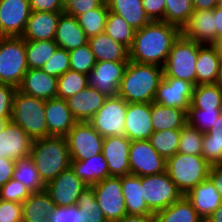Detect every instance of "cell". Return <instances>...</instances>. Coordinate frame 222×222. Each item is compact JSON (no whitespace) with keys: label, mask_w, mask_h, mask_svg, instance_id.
Returning <instances> with one entry per match:
<instances>
[{"label":"cell","mask_w":222,"mask_h":222,"mask_svg":"<svg viewBox=\"0 0 222 222\" xmlns=\"http://www.w3.org/2000/svg\"><path fill=\"white\" fill-rule=\"evenodd\" d=\"M22 206L23 220L26 222H50L48 216L56 208L46 190L31 193Z\"/></svg>","instance_id":"d6a6232c"},{"label":"cell","mask_w":222,"mask_h":222,"mask_svg":"<svg viewBox=\"0 0 222 222\" xmlns=\"http://www.w3.org/2000/svg\"><path fill=\"white\" fill-rule=\"evenodd\" d=\"M216 38L222 36V11L217 7L214 8Z\"/></svg>","instance_id":"6125c7cd"},{"label":"cell","mask_w":222,"mask_h":222,"mask_svg":"<svg viewBox=\"0 0 222 222\" xmlns=\"http://www.w3.org/2000/svg\"><path fill=\"white\" fill-rule=\"evenodd\" d=\"M202 45L180 35L163 66V77L182 79L196 86L197 55Z\"/></svg>","instance_id":"8992f818"},{"label":"cell","mask_w":222,"mask_h":222,"mask_svg":"<svg viewBox=\"0 0 222 222\" xmlns=\"http://www.w3.org/2000/svg\"><path fill=\"white\" fill-rule=\"evenodd\" d=\"M23 220L21 203L0 200V222H19Z\"/></svg>","instance_id":"f5cc1de1"},{"label":"cell","mask_w":222,"mask_h":222,"mask_svg":"<svg viewBox=\"0 0 222 222\" xmlns=\"http://www.w3.org/2000/svg\"><path fill=\"white\" fill-rule=\"evenodd\" d=\"M194 87L193 83L182 79L163 77L157 88L154 102L188 112Z\"/></svg>","instance_id":"2e32d148"},{"label":"cell","mask_w":222,"mask_h":222,"mask_svg":"<svg viewBox=\"0 0 222 222\" xmlns=\"http://www.w3.org/2000/svg\"><path fill=\"white\" fill-rule=\"evenodd\" d=\"M11 121V118H0V132L7 126Z\"/></svg>","instance_id":"003e7915"},{"label":"cell","mask_w":222,"mask_h":222,"mask_svg":"<svg viewBox=\"0 0 222 222\" xmlns=\"http://www.w3.org/2000/svg\"><path fill=\"white\" fill-rule=\"evenodd\" d=\"M70 167L88 186L97 184L110 176L107 161L102 153L86 160H71Z\"/></svg>","instance_id":"83f0119b"},{"label":"cell","mask_w":222,"mask_h":222,"mask_svg":"<svg viewBox=\"0 0 222 222\" xmlns=\"http://www.w3.org/2000/svg\"><path fill=\"white\" fill-rule=\"evenodd\" d=\"M25 43L28 69H41L58 48L54 40L25 41Z\"/></svg>","instance_id":"f35d334b"},{"label":"cell","mask_w":222,"mask_h":222,"mask_svg":"<svg viewBox=\"0 0 222 222\" xmlns=\"http://www.w3.org/2000/svg\"><path fill=\"white\" fill-rule=\"evenodd\" d=\"M193 13L192 0H166L164 21L182 29Z\"/></svg>","instance_id":"7bdbcfd3"},{"label":"cell","mask_w":222,"mask_h":222,"mask_svg":"<svg viewBox=\"0 0 222 222\" xmlns=\"http://www.w3.org/2000/svg\"><path fill=\"white\" fill-rule=\"evenodd\" d=\"M27 70L25 40L0 37V83L18 87Z\"/></svg>","instance_id":"52a82bcc"},{"label":"cell","mask_w":222,"mask_h":222,"mask_svg":"<svg viewBox=\"0 0 222 222\" xmlns=\"http://www.w3.org/2000/svg\"><path fill=\"white\" fill-rule=\"evenodd\" d=\"M181 29L165 21H151L135 31L129 60L163 67Z\"/></svg>","instance_id":"6da1fadb"},{"label":"cell","mask_w":222,"mask_h":222,"mask_svg":"<svg viewBox=\"0 0 222 222\" xmlns=\"http://www.w3.org/2000/svg\"><path fill=\"white\" fill-rule=\"evenodd\" d=\"M179 141L180 129L156 131L149 138L150 144L165 160L177 153Z\"/></svg>","instance_id":"b9f144b4"},{"label":"cell","mask_w":222,"mask_h":222,"mask_svg":"<svg viewBox=\"0 0 222 222\" xmlns=\"http://www.w3.org/2000/svg\"><path fill=\"white\" fill-rule=\"evenodd\" d=\"M17 87L0 83V118H11Z\"/></svg>","instance_id":"816d5d0a"},{"label":"cell","mask_w":222,"mask_h":222,"mask_svg":"<svg viewBox=\"0 0 222 222\" xmlns=\"http://www.w3.org/2000/svg\"><path fill=\"white\" fill-rule=\"evenodd\" d=\"M210 167L202 155L177 152L166 160V172L183 195L208 178Z\"/></svg>","instance_id":"277c9868"},{"label":"cell","mask_w":222,"mask_h":222,"mask_svg":"<svg viewBox=\"0 0 222 222\" xmlns=\"http://www.w3.org/2000/svg\"><path fill=\"white\" fill-rule=\"evenodd\" d=\"M135 31L120 15L109 11L104 32L113 40L131 48Z\"/></svg>","instance_id":"60d3db41"},{"label":"cell","mask_w":222,"mask_h":222,"mask_svg":"<svg viewBox=\"0 0 222 222\" xmlns=\"http://www.w3.org/2000/svg\"><path fill=\"white\" fill-rule=\"evenodd\" d=\"M50 222H76V205L56 208L49 214Z\"/></svg>","instance_id":"9f6ffc18"},{"label":"cell","mask_w":222,"mask_h":222,"mask_svg":"<svg viewBox=\"0 0 222 222\" xmlns=\"http://www.w3.org/2000/svg\"><path fill=\"white\" fill-rule=\"evenodd\" d=\"M208 178L212 181L222 198V164L211 165Z\"/></svg>","instance_id":"680465c9"},{"label":"cell","mask_w":222,"mask_h":222,"mask_svg":"<svg viewBox=\"0 0 222 222\" xmlns=\"http://www.w3.org/2000/svg\"><path fill=\"white\" fill-rule=\"evenodd\" d=\"M130 145L131 140L126 135L104 137L102 154L107 161L110 176L130 174Z\"/></svg>","instance_id":"e0dca14e"},{"label":"cell","mask_w":222,"mask_h":222,"mask_svg":"<svg viewBox=\"0 0 222 222\" xmlns=\"http://www.w3.org/2000/svg\"><path fill=\"white\" fill-rule=\"evenodd\" d=\"M204 133L186 124L180 129L178 151L181 154L202 155Z\"/></svg>","instance_id":"f6af8a7d"},{"label":"cell","mask_w":222,"mask_h":222,"mask_svg":"<svg viewBox=\"0 0 222 222\" xmlns=\"http://www.w3.org/2000/svg\"><path fill=\"white\" fill-rule=\"evenodd\" d=\"M109 11L120 15L134 30H139L151 20L142 6V0H105Z\"/></svg>","instance_id":"4dcf8cb0"},{"label":"cell","mask_w":222,"mask_h":222,"mask_svg":"<svg viewBox=\"0 0 222 222\" xmlns=\"http://www.w3.org/2000/svg\"><path fill=\"white\" fill-rule=\"evenodd\" d=\"M91 46L96 62L100 61H129V49L113 40L105 32L90 37Z\"/></svg>","instance_id":"4316f807"},{"label":"cell","mask_w":222,"mask_h":222,"mask_svg":"<svg viewBox=\"0 0 222 222\" xmlns=\"http://www.w3.org/2000/svg\"><path fill=\"white\" fill-rule=\"evenodd\" d=\"M185 196L203 221L222 204L221 195L209 178L197 184Z\"/></svg>","instance_id":"d4e9b609"},{"label":"cell","mask_w":222,"mask_h":222,"mask_svg":"<svg viewBox=\"0 0 222 222\" xmlns=\"http://www.w3.org/2000/svg\"><path fill=\"white\" fill-rule=\"evenodd\" d=\"M58 78L42 69H28L17 90L21 93L47 100L57 97Z\"/></svg>","instance_id":"7402d4cb"},{"label":"cell","mask_w":222,"mask_h":222,"mask_svg":"<svg viewBox=\"0 0 222 222\" xmlns=\"http://www.w3.org/2000/svg\"><path fill=\"white\" fill-rule=\"evenodd\" d=\"M30 157L45 184L70 167L66 137L48 136L32 141Z\"/></svg>","instance_id":"3957f363"},{"label":"cell","mask_w":222,"mask_h":222,"mask_svg":"<svg viewBox=\"0 0 222 222\" xmlns=\"http://www.w3.org/2000/svg\"><path fill=\"white\" fill-rule=\"evenodd\" d=\"M44 72L55 77H60L70 70L69 51L58 47L53 56L41 68Z\"/></svg>","instance_id":"c3c4849f"},{"label":"cell","mask_w":222,"mask_h":222,"mask_svg":"<svg viewBox=\"0 0 222 222\" xmlns=\"http://www.w3.org/2000/svg\"><path fill=\"white\" fill-rule=\"evenodd\" d=\"M31 12L28 0H0V37H21Z\"/></svg>","instance_id":"9a60e30c"},{"label":"cell","mask_w":222,"mask_h":222,"mask_svg":"<svg viewBox=\"0 0 222 222\" xmlns=\"http://www.w3.org/2000/svg\"><path fill=\"white\" fill-rule=\"evenodd\" d=\"M127 103L118 95L107 97L89 123L103 136L125 135Z\"/></svg>","instance_id":"8fae6325"},{"label":"cell","mask_w":222,"mask_h":222,"mask_svg":"<svg viewBox=\"0 0 222 222\" xmlns=\"http://www.w3.org/2000/svg\"><path fill=\"white\" fill-rule=\"evenodd\" d=\"M191 105L201 110H222V89L217 84L196 85Z\"/></svg>","instance_id":"74e56055"},{"label":"cell","mask_w":222,"mask_h":222,"mask_svg":"<svg viewBox=\"0 0 222 222\" xmlns=\"http://www.w3.org/2000/svg\"><path fill=\"white\" fill-rule=\"evenodd\" d=\"M218 0H192L193 10H212L217 7Z\"/></svg>","instance_id":"91938a15"},{"label":"cell","mask_w":222,"mask_h":222,"mask_svg":"<svg viewBox=\"0 0 222 222\" xmlns=\"http://www.w3.org/2000/svg\"><path fill=\"white\" fill-rule=\"evenodd\" d=\"M221 55L213 45H202L196 62V85L216 84Z\"/></svg>","instance_id":"f546056e"},{"label":"cell","mask_w":222,"mask_h":222,"mask_svg":"<svg viewBox=\"0 0 222 222\" xmlns=\"http://www.w3.org/2000/svg\"><path fill=\"white\" fill-rule=\"evenodd\" d=\"M45 118L49 136L65 137L77 123L67 101L58 97L46 100Z\"/></svg>","instance_id":"44dd1931"},{"label":"cell","mask_w":222,"mask_h":222,"mask_svg":"<svg viewBox=\"0 0 222 222\" xmlns=\"http://www.w3.org/2000/svg\"><path fill=\"white\" fill-rule=\"evenodd\" d=\"M65 137L71 160H86L102 153L104 137L89 122H77Z\"/></svg>","instance_id":"30bf717a"},{"label":"cell","mask_w":222,"mask_h":222,"mask_svg":"<svg viewBox=\"0 0 222 222\" xmlns=\"http://www.w3.org/2000/svg\"><path fill=\"white\" fill-rule=\"evenodd\" d=\"M54 41L60 48L74 50L88 43L89 38L75 16L61 13Z\"/></svg>","instance_id":"484cf974"},{"label":"cell","mask_w":222,"mask_h":222,"mask_svg":"<svg viewBox=\"0 0 222 222\" xmlns=\"http://www.w3.org/2000/svg\"><path fill=\"white\" fill-rule=\"evenodd\" d=\"M13 178L25 185L31 193L46 190V184L30 156L16 160Z\"/></svg>","instance_id":"8d00e7d4"},{"label":"cell","mask_w":222,"mask_h":222,"mask_svg":"<svg viewBox=\"0 0 222 222\" xmlns=\"http://www.w3.org/2000/svg\"><path fill=\"white\" fill-rule=\"evenodd\" d=\"M155 222H204L183 195L169 207L154 213Z\"/></svg>","instance_id":"836d02e7"},{"label":"cell","mask_w":222,"mask_h":222,"mask_svg":"<svg viewBox=\"0 0 222 222\" xmlns=\"http://www.w3.org/2000/svg\"><path fill=\"white\" fill-rule=\"evenodd\" d=\"M212 45L215 47L217 52L222 56V36L217 37Z\"/></svg>","instance_id":"e7e4bbea"},{"label":"cell","mask_w":222,"mask_h":222,"mask_svg":"<svg viewBox=\"0 0 222 222\" xmlns=\"http://www.w3.org/2000/svg\"><path fill=\"white\" fill-rule=\"evenodd\" d=\"M106 96L94 87H86L66 101L69 109L77 122H89L102 107Z\"/></svg>","instance_id":"cb8c5ba5"},{"label":"cell","mask_w":222,"mask_h":222,"mask_svg":"<svg viewBox=\"0 0 222 222\" xmlns=\"http://www.w3.org/2000/svg\"><path fill=\"white\" fill-rule=\"evenodd\" d=\"M162 79L163 67L129 60L118 95L126 103H152Z\"/></svg>","instance_id":"7a4b0ae2"},{"label":"cell","mask_w":222,"mask_h":222,"mask_svg":"<svg viewBox=\"0 0 222 222\" xmlns=\"http://www.w3.org/2000/svg\"><path fill=\"white\" fill-rule=\"evenodd\" d=\"M217 8L222 11V0L217 1Z\"/></svg>","instance_id":"a7ac6f4b"},{"label":"cell","mask_w":222,"mask_h":222,"mask_svg":"<svg viewBox=\"0 0 222 222\" xmlns=\"http://www.w3.org/2000/svg\"><path fill=\"white\" fill-rule=\"evenodd\" d=\"M86 87H88L87 75L68 70L65 74L58 77L57 97L67 100Z\"/></svg>","instance_id":"ee69618b"},{"label":"cell","mask_w":222,"mask_h":222,"mask_svg":"<svg viewBox=\"0 0 222 222\" xmlns=\"http://www.w3.org/2000/svg\"><path fill=\"white\" fill-rule=\"evenodd\" d=\"M142 197L148 208L156 213L179 200L183 194L170 180L167 172L141 177Z\"/></svg>","instance_id":"ba28073f"},{"label":"cell","mask_w":222,"mask_h":222,"mask_svg":"<svg viewBox=\"0 0 222 222\" xmlns=\"http://www.w3.org/2000/svg\"><path fill=\"white\" fill-rule=\"evenodd\" d=\"M92 187L95 198L108 222H118L127 215L121 176H109Z\"/></svg>","instance_id":"9c48e42d"},{"label":"cell","mask_w":222,"mask_h":222,"mask_svg":"<svg viewBox=\"0 0 222 222\" xmlns=\"http://www.w3.org/2000/svg\"><path fill=\"white\" fill-rule=\"evenodd\" d=\"M16 160L0 157V188L13 178Z\"/></svg>","instance_id":"6f0895ef"},{"label":"cell","mask_w":222,"mask_h":222,"mask_svg":"<svg viewBox=\"0 0 222 222\" xmlns=\"http://www.w3.org/2000/svg\"><path fill=\"white\" fill-rule=\"evenodd\" d=\"M129 61L96 62L87 75L88 86L94 87L106 97L118 96L120 82Z\"/></svg>","instance_id":"4fadbf2b"},{"label":"cell","mask_w":222,"mask_h":222,"mask_svg":"<svg viewBox=\"0 0 222 222\" xmlns=\"http://www.w3.org/2000/svg\"><path fill=\"white\" fill-rule=\"evenodd\" d=\"M46 100L16 91L13 99L11 121L21 127L32 139L48 137L45 118Z\"/></svg>","instance_id":"5b68a950"},{"label":"cell","mask_w":222,"mask_h":222,"mask_svg":"<svg viewBox=\"0 0 222 222\" xmlns=\"http://www.w3.org/2000/svg\"><path fill=\"white\" fill-rule=\"evenodd\" d=\"M109 8L106 1L99 7L77 17L79 25L88 38L104 32Z\"/></svg>","instance_id":"ab89813d"},{"label":"cell","mask_w":222,"mask_h":222,"mask_svg":"<svg viewBox=\"0 0 222 222\" xmlns=\"http://www.w3.org/2000/svg\"><path fill=\"white\" fill-rule=\"evenodd\" d=\"M61 13L32 11L21 37L25 41L54 40Z\"/></svg>","instance_id":"603a6c76"},{"label":"cell","mask_w":222,"mask_h":222,"mask_svg":"<svg viewBox=\"0 0 222 222\" xmlns=\"http://www.w3.org/2000/svg\"><path fill=\"white\" fill-rule=\"evenodd\" d=\"M105 0H64V13L76 18L89 10L99 8Z\"/></svg>","instance_id":"f907efd6"},{"label":"cell","mask_w":222,"mask_h":222,"mask_svg":"<svg viewBox=\"0 0 222 222\" xmlns=\"http://www.w3.org/2000/svg\"><path fill=\"white\" fill-rule=\"evenodd\" d=\"M76 222H108L95 198L92 186L86 187L78 198Z\"/></svg>","instance_id":"d590c367"},{"label":"cell","mask_w":222,"mask_h":222,"mask_svg":"<svg viewBox=\"0 0 222 222\" xmlns=\"http://www.w3.org/2000/svg\"><path fill=\"white\" fill-rule=\"evenodd\" d=\"M129 165L130 174L140 177L166 171V160L150 144L149 140L131 141Z\"/></svg>","instance_id":"7c38bea8"},{"label":"cell","mask_w":222,"mask_h":222,"mask_svg":"<svg viewBox=\"0 0 222 222\" xmlns=\"http://www.w3.org/2000/svg\"><path fill=\"white\" fill-rule=\"evenodd\" d=\"M222 110H201L190 105L187 112V124L196 128L201 133H206L213 127Z\"/></svg>","instance_id":"7dc6e473"},{"label":"cell","mask_w":222,"mask_h":222,"mask_svg":"<svg viewBox=\"0 0 222 222\" xmlns=\"http://www.w3.org/2000/svg\"><path fill=\"white\" fill-rule=\"evenodd\" d=\"M166 0H142V6L151 21H164Z\"/></svg>","instance_id":"db71d44e"},{"label":"cell","mask_w":222,"mask_h":222,"mask_svg":"<svg viewBox=\"0 0 222 222\" xmlns=\"http://www.w3.org/2000/svg\"><path fill=\"white\" fill-rule=\"evenodd\" d=\"M125 135L131 140H149L154 133L151 124V103H127Z\"/></svg>","instance_id":"d6986e66"},{"label":"cell","mask_w":222,"mask_h":222,"mask_svg":"<svg viewBox=\"0 0 222 222\" xmlns=\"http://www.w3.org/2000/svg\"><path fill=\"white\" fill-rule=\"evenodd\" d=\"M121 184L127 215H154L142 197L140 176L132 174L121 176Z\"/></svg>","instance_id":"f1b7e54d"},{"label":"cell","mask_w":222,"mask_h":222,"mask_svg":"<svg viewBox=\"0 0 222 222\" xmlns=\"http://www.w3.org/2000/svg\"><path fill=\"white\" fill-rule=\"evenodd\" d=\"M32 141L21 127L10 121L0 132V157L19 160L30 156Z\"/></svg>","instance_id":"ffe728a7"},{"label":"cell","mask_w":222,"mask_h":222,"mask_svg":"<svg viewBox=\"0 0 222 222\" xmlns=\"http://www.w3.org/2000/svg\"><path fill=\"white\" fill-rule=\"evenodd\" d=\"M204 222H222V204Z\"/></svg>","instance_id":"be15d7a7"},{"label":"cell","mask_w":222,"mask_h":222,"mask_svg":"<svg viewBox=\"0 0 222 222\" xmlns=\"http://www.w3.org/2000/svg\"><path fill=\"white\" fill-rule=\"evenodd\" d=\"M181 35L199 44L212 45L216 40L215 16L212 10H193Z\"/></svg>","instance_id":"ac0fdd59"},{"label":"cell","mask_w":222,"mask_h":222,"mask_svg":"<svg viewBox=\"0 0 222 222\" xmlns=\"http://www.w3.org/2000/svg\"><path fill=\"white\" fill-rule=\"evenodd\" d=\"M70 70L88 75L96 64L89 43L69 51Z\"/></svg>","instance_id":"bcb514c9"},{"label":"cell","mask_w":222,"mask_h":222,"mask_svg":"<svg viewBox=\"0 0 222 222\" xmlns=\"http://www.w3.org/2000/svg\"><path fill=\"white\" fill-rule=\"evenodd\" d=\"M86 187L88 185L69 167L46 184V191L56 206L67 207L77 205L78 198Z\"/></svg>","instance_id":"5bb4252c"},{"label":"cell","mask_w":222,"mask_h":222,"mask_svg":"<svg viewBox=\"0 0 222 222\" xmlns=\"http://www.w3.org/2000/svg\"><path fill=\"white\" fill-rule=\"evenodd\" d=\"M202 156L210 165L222 164V112L203 136Z\"/></svg>","instance_id":"e575fe53"},{"label":"cell","mask_w":222,"mask_h":222,"mask_svg":"<svg viewBox=\"0 0 222 222\" xmlns=\"http://www.w3.org/2000/svg\"><path fill=\"white\" fill-rule=\"evenodd\" d=\"M32 11L64 12V0H28Z\"/></svg>","instance_id":"11a10c76"},{"label":"cell","mask_w":222,"mask_h":222,"mask_svg":"<svg viewBox=\"0 0 222 222\" xmlns=\"http://www.w3.org/2000/svg\"><path fill=\"white\" fill-rule=\"evenodd\" d=\"M216 84L222 89V56L219 64L218 78Z\"/></svg>","instance_id":"03108f58"},{"label":"cell","mask_w":222,"mask_h":222,"mask_svg":"<svg viewBox=\"0 0 222 222\" xmlns=\"http://www.w3.org/2000/svg\"><path fill=\"white\" fill-rule=\"evenodd\" d=\"M31 192L20 181L11 178L0 188V200L23 203Z\"/></svg>","instance_id":"681fc988"},{"label":"cell","mask_w":222,"mask_h":222,"mask_svg":"<svg viewBox=\"0 0 222 222\" xmlns=\"http://www.w3.org/2000/svg\"><path fill=\"white\" fill-rule=\"evenodd\" d=\"M118 222H155L154 215H126Z\"/></svg>","instance_id":"94428289"},{"label":"cell","mask_w":222,"mask_h":222,"mask_svg":"<svg viewBox=\"0 0 222 222\" xmlns=\"http://www.w3.org/2000/svg\"><path fill=\"white\" fill-rule=\"evenodd\" d=\"M151 124L154 132L181 129L187 124V112L174 107L151 103Z\"/></svg>","instance_id":"1f68e13d"}]
</instances>
